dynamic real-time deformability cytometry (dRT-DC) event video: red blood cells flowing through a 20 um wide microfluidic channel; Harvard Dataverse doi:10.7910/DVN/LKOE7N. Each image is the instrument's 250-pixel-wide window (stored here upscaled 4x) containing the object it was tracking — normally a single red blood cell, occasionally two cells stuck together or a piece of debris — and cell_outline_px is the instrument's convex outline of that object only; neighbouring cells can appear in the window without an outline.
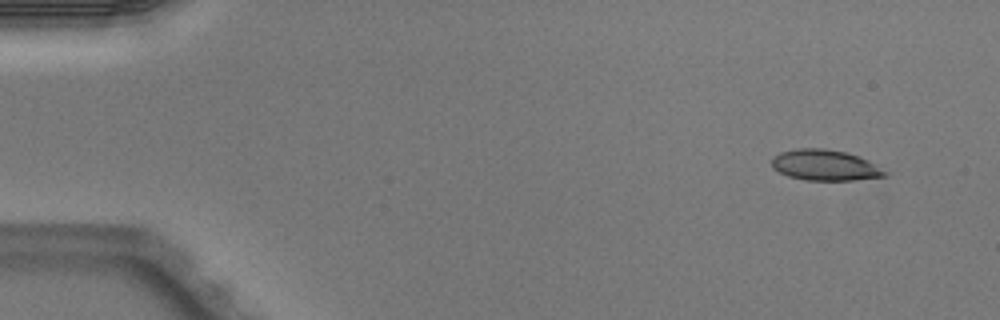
{"species": "Egyptian fruit bat (a non-hibernating species)", "species_latin": "Rousettus aegyptiacus", "temperature_condition": "warm", "stored_images_in_passage": 4, "camera_frame_rate_fps": 3000, "um_per_image_px": 0.085, "animal": {"sex": "male"}, "frame": {"image": 1, "passage_image": 1, "time_ms": 0.0, "image_size_px": [1000, 320], "cell_outline_px": [[888, 176], [856, 180], [804, 180], [788, 176], [772, 168], [772, 156], [780, 152], [796, 148], [824, 148], [848, 152], [868, 160], [888, 172]], "centroid_in_image_um": [70.13, 14.03], "position_along_channel_um": 14.9, "area_um2": 20.52}}
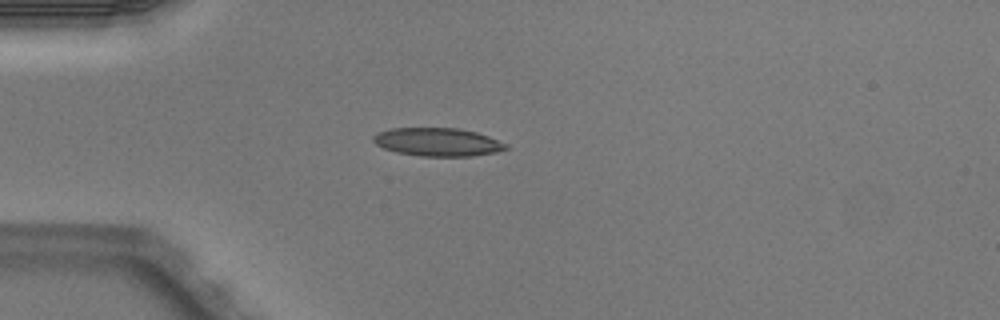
{"frame": {"image": 2, "passage_image": 3, "time_ms": 0.667, "image_size_px": [1000, 320], "cell_outline_px": [[508, 148], [496, 152], [472, 156], [420, 156], [396, 152], [384, 148], [376, 144], [372, 140], [372, 136], [380, 132], [392, 128], [460, 128], [476, 132], [488, 136], [508, 144]], "centroid_in_image_um": [37.21, 12.07], "position_along_channel_um": 47.8, "area_um2": 21.79}}